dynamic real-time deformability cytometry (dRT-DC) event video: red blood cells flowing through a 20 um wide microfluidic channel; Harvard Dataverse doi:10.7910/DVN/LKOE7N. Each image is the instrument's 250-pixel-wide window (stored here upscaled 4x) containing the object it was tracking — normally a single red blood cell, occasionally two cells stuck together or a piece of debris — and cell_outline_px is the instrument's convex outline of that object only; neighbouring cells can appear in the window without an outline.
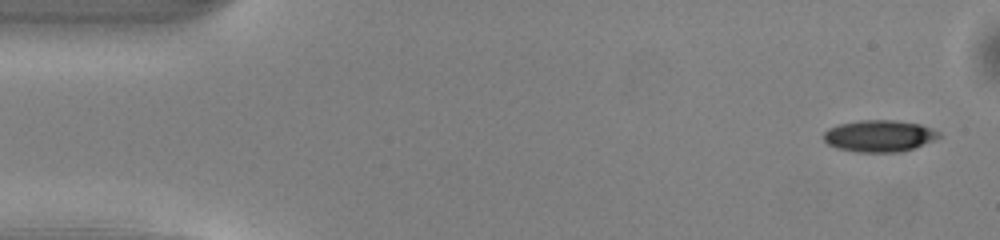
{"species": "common noctule bat (a hibernating species)", "species_latin": "Nyctalus noctula", "temperature_condition": "warm", "stored_images_in_passage": 49, "camera_frame_rate_fps": 3000, "um_per_image_px": 0.085, "animal": {"sex": "male", "body_mass_g": 13.0, "forearm_length_mm": 53.1}, "frame": {"image": 1, "passage_image": 1, "time_ms": 0.0, "image_size_px": [1000, 240], "cell_outline_px": [[940, 136], [932, 140], [912, 148], [900, 152], [856, 152], [836, 148], [828, 144], [824, 140], [824, 132], [828, 128], [840, 124], [860, 120], [896, 120], [920, 124], [932, 128], [940, 132]], "centroid_in_image_um": [74.71, 11.55], "position_along_channel_um": 10.3, "area_um2": 21.21}}
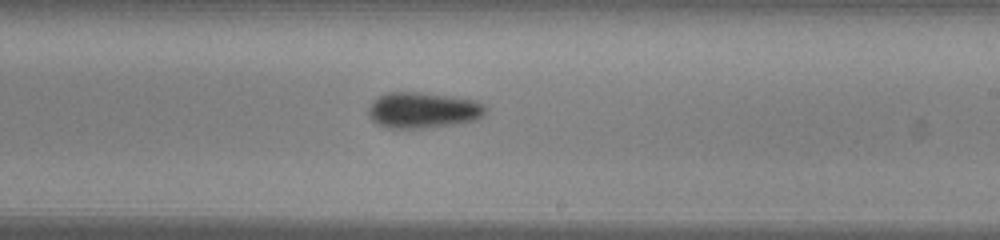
{"frame": {"image": 2, "passage_image": 28, "time_ms": 9.0, "image_size_px": [1000, 240], "cell_outline_px": [[488, 108], [484, 116], [476, 120], [452, 124], [424, 128], [388, 128], [372, 120], [368, 116], [368, 108], [372, 100], [388, 92], [420, 92], [476, 100], [484, 104]], "centroid_in_image_um": [35.97, 9.36], "position_along_channel_um": 253.0, "area_um2": 24.57}}
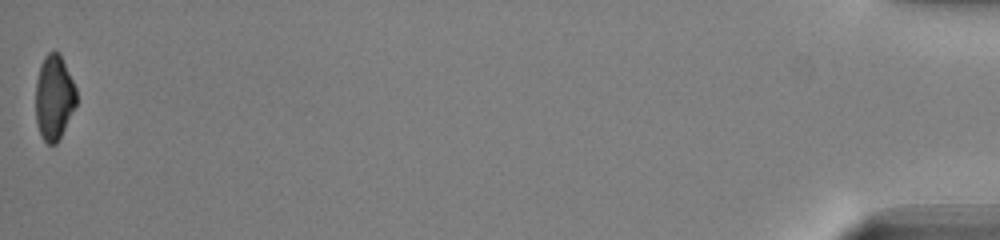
{"frame": {"image": 3, "passage_image": 49, "time_ms": 16.0, "image_size_px": [1000, 240], "cell_outline_px": [[76, 104], [56, 144], [48, 144], [40, 136], [36, 120], [36, 80], [40, 64], [44, 56], [48, 52], [60, 52], [76, 88]], "centroid_in_image_um": [4.58, 8.25], "position_along_channel_um": 430.6, "area_um2": 20.06}, "authors_computed_cell_mechanics": {"area_um2": 22.4842, "velocity_mm_per_s": 4.0602, "shape_relaxation_time_tau1_ms": 2.7152, "shape_relaxation_time_tau2_ms": null, "deformation_change_tau1": 0.1146, "deformation_change_tau2": null}}